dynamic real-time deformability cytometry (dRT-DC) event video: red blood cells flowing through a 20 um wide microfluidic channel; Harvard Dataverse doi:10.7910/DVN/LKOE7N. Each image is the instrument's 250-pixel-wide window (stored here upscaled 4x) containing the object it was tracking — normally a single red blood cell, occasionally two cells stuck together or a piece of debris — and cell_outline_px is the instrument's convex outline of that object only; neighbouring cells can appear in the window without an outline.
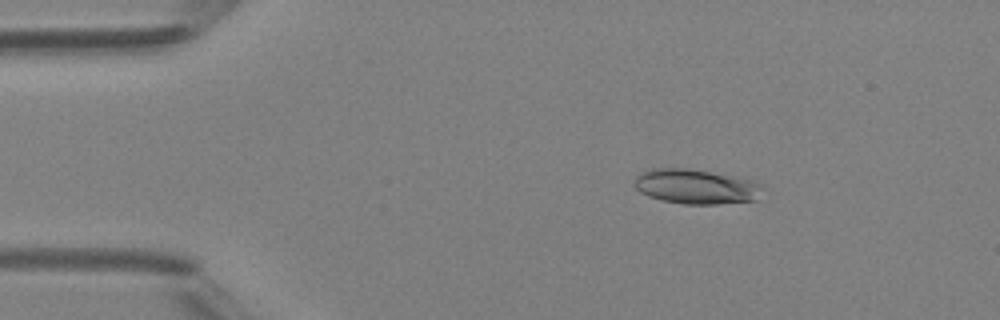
{"species": "Egyptian fruit bat (a non-hibernating species)", "species_latin": "Rousettus aegyptiacus", "temperature_condition": "room temperature", "stored_images_in_passage": 7, "camera_frame_rate_fps": 3000, "um_per_image_px": 0.085, "animal": {"sex": "female"}, "frame": {"image": 1, "passage_image": 3, "time_ms": 2.333, "image_size_px": [1000, 320], "cell_outline_px": [[768, 188], [756, 200], [716, 204], [684, 204], [660, 200], [648, 196], [640, 192], [636, 188], [636, 176], [640, 172], [652, 168], [688, 168], [752, 180]], "centroid_in_image_um": [59.19, 15.86], "position_along_channel_um": 25.8, "area_um2": 26.07}}
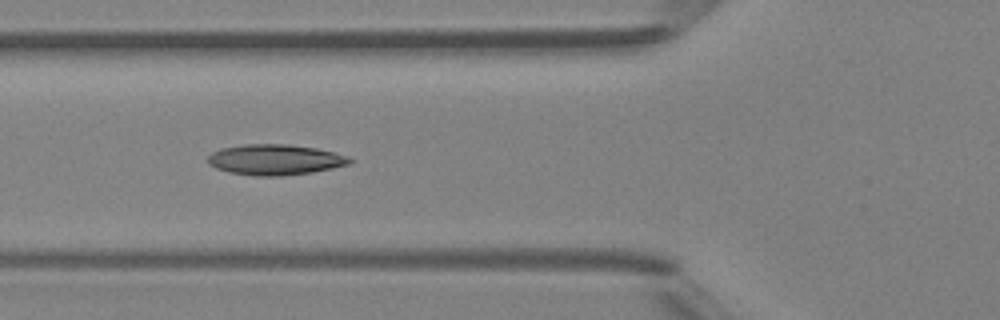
{"frame": {"image": 2, "passage_image": 6, "time_ms": 5.667, "image_size_px": [1000, 320], "cell_outline_px": [[352, 160], [348, 164], [332, 168], [312, 172], [280, 176], [252, 176], [228, 172], [216, 168], [208, 164], [208, 156], [212, 152], [220, 148], [244, 144], [288, 144], [316, 148], [352, 156]], "centroid_in_image_um": [23.37, 13.57], "position_along_channel_um": 102.4, "area_um2": 25.49}}
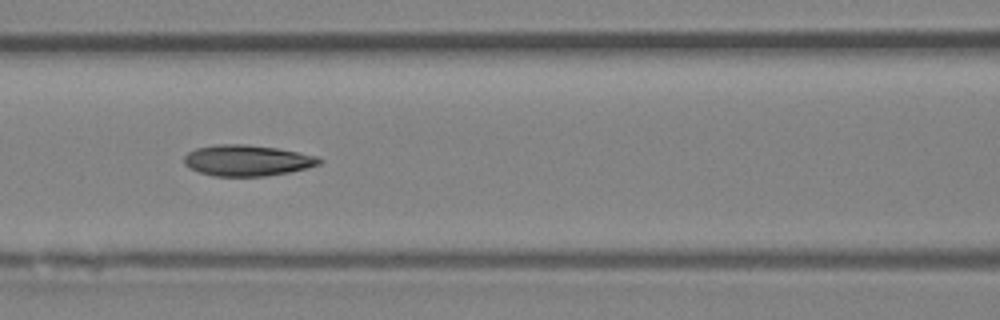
{"frame": {"image": 3, "passage_image": 7, "time_ms": 6.667, "image_size_px": [1000, 320], "cell_outline_px": [[324, 160], [320, 164], [308, 168], [288, 172], [264, 176], [212, 176], [200, 172], [184, 164], [184, 156], [188, 152], [196, 148], [216, 144], [244, 144], [276, 148], [320, 156]], "centroid_in_image_um": [21.04, 13.63], "position_along_channel_um": 145.6, "area_um2": 24.45}}